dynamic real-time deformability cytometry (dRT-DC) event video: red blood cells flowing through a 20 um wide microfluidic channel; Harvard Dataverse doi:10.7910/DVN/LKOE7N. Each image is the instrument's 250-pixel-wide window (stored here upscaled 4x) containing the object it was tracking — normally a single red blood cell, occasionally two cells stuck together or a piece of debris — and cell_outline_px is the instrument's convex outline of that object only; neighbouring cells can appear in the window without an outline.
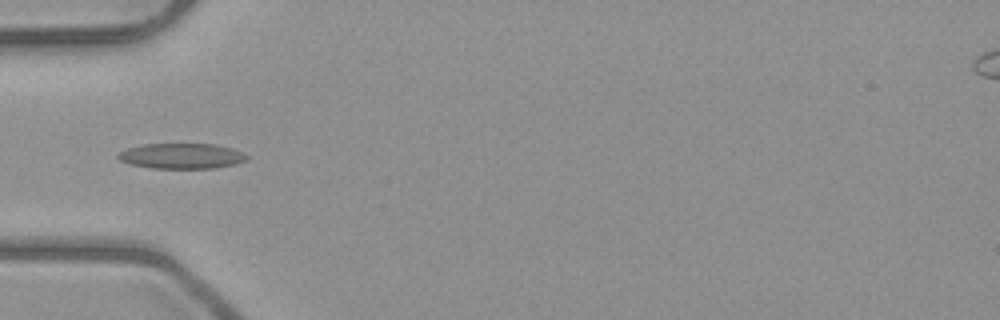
{"species": "common noctule bat (a hibernating species)", "species_latin": "Nyctalus noctula", "temperature_condition": "room temperature", "stored_images_in_passage": 5, "camera_frame_rate_fps": 3000, "um_per_image_px": 0.085, "animal": {"sex": "male", "body_mass_g": 23.1, "forearm_length_mm": 52.7}, "frame": {"image": 1, "passage_image": 4, "time_ms": 4.333, "image_size_px": [1000, 320], "cell_outline_px": [[248, 156], [244, 160], [236, 164], [216, 168], [152, 168], [132, 164], [120, 160], [116, 156], [120, 152], [128, 148], [144, 144], [216, 144], [232, 148]], "centroid_in_image_um": [15.44, 13.26], "position_along_channel_um": 69.6, "area_um2": 18.84}}
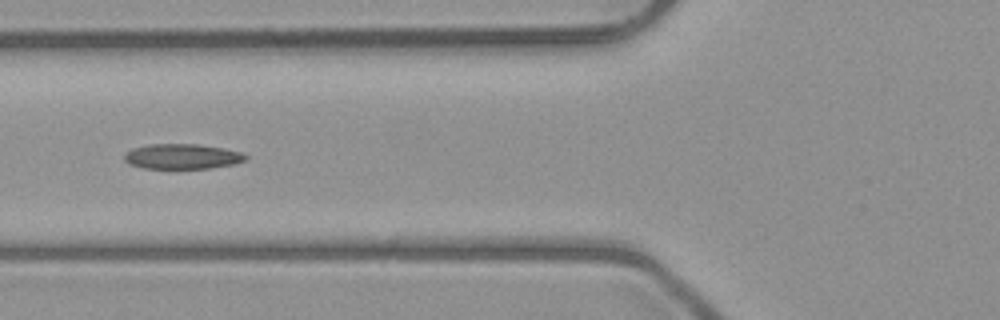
{"frame": {"image": 2, "passage_image": 5, "time_ms": 5.333, "image_size_px": [1000, 320], "cell_outline_px": [[248, 160], [232, 164], [208, 168], [144, 168], [128, 164], [124, 160], [124, 156], [132, 148], [152, 144], [196, 144], [224, 148], [240, 152], [248, 156]], "centroid_in_image_um": [15.49, 13.29], "position_along_channel_um": 110.3, "area_um2": 17.63}}